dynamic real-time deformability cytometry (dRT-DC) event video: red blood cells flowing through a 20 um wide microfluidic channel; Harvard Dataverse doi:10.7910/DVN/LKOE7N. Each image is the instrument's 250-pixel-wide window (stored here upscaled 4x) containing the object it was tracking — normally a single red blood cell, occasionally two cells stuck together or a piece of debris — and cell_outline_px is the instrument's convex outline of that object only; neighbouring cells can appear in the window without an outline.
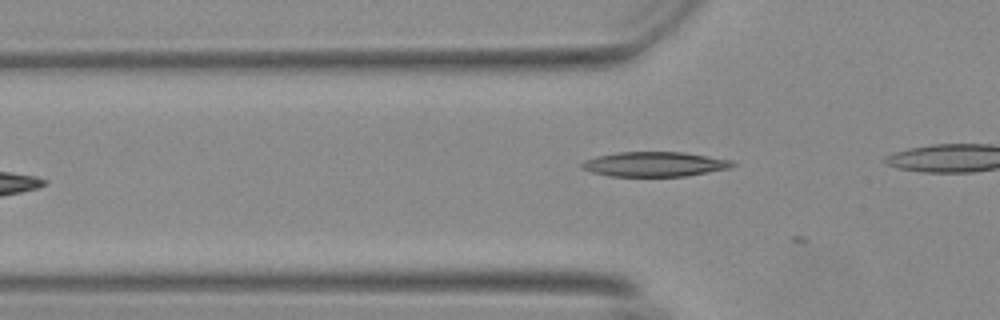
{"species": "Egyptian fruit bat (a non-hibernating species)", "species_latin": "Rousettus aegyptiacus", "temperature_condition": "warm", "stored_images_in_passage": 4, "camera_frame_rate_fps": 3000, "um_per_image_px": 0.085, "animal": {"sex": "female"}, "frame": {"image": 1, "passage_image": 2, "time_ms": 0.333, "image_size_px": [1000, 320], "cell_outline_px": [[736, 164], [732, 168], [684, 176], [612, 176], [592, 172], [580, 168], [580, 164], [584, 160], [596, 156], [620, 152], [684, 152], [732, 160]], "centroid_in_image_um": [55.64, 13.95], "position_along_channel_um": 70.2, "area_um2": 21.73}}